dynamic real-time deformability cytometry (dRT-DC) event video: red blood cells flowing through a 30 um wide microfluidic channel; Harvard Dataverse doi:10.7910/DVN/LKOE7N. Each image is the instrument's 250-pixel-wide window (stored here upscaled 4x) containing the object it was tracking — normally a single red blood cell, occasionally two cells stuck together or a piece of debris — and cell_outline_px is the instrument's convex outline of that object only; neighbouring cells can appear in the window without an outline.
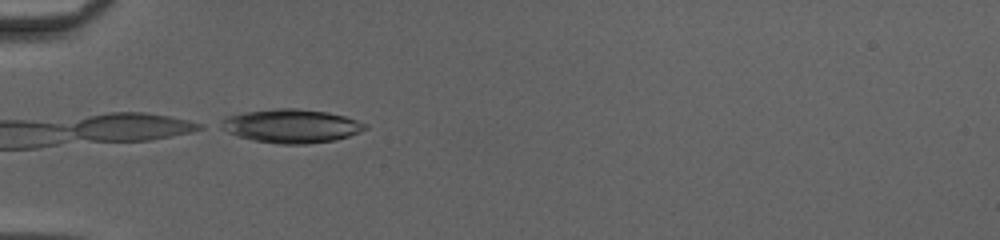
{"species": "common noctule bat (a hibernating species)", "species_latin": "Nyctalus noctula", "temperature_condition": "cold", "stored_images_in_passage": 22, "camera_frame_rate_fps": 3000, "um_per_image_px": 0.085, "animal": {"sex": "female", "body_mass_g": 20.0, "forearm_length_mm": 54.0}, "frame": {"image": 1, "passage_image": 1, "time_ms": 0.0, "image_size_px": [1000, 240], "cell_outline_px": [[368, 128], [360, 132], [336, 140], [308, 144], [276, 144], [252, 140], [236, 136], [212, 124], [224, 116], [244, 112], [276, 108], [296, 108], [328, 112], [344, 116], [368, 124]], "centroid_in_image_um": [24.67, 10.71], "position_along_channel_um": 60.3, "area_um2": 28.9}}